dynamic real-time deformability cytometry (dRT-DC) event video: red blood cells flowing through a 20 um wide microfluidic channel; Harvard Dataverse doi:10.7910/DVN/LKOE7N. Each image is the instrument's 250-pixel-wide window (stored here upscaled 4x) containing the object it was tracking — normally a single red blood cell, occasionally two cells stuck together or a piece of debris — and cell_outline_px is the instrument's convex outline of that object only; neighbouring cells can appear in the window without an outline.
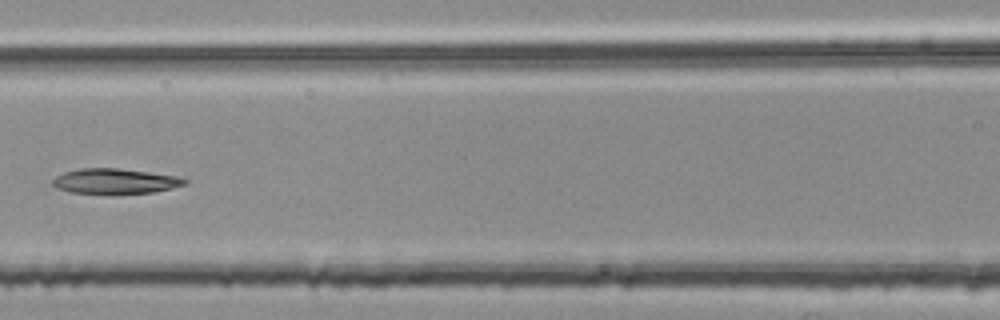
{"species": "common noctule bat (a hibernating species)", "species_latin": "Nyctalus noctula", "temperature_condition": "room temperature", "stored_images_in_passage": 6, "segment_of_instrument_passage": [2, 2], "camera_frame_rate_fps": 3000, "um_per_image_px": 0.085, "animal": {"sex": "female", "body_mass_g": 25.1}, "frame": {"image": 1, "passage_image": 6, "time_ms": 1.667, "image_size_px": [1000, 320], "cell_outline_px": [[188, 184], [172, 188], [152, 192], [68, 192], [56, 188], [52, 184], [52, 180], [56, 176], [64, 172], [80, 168], [116, 168], [148, 172], [176, 176], [188, 180]], "centroid_in_image_um": [9.76, 15.38], "position_along_channel_um": 156.8, "area_um2": 18.84}}